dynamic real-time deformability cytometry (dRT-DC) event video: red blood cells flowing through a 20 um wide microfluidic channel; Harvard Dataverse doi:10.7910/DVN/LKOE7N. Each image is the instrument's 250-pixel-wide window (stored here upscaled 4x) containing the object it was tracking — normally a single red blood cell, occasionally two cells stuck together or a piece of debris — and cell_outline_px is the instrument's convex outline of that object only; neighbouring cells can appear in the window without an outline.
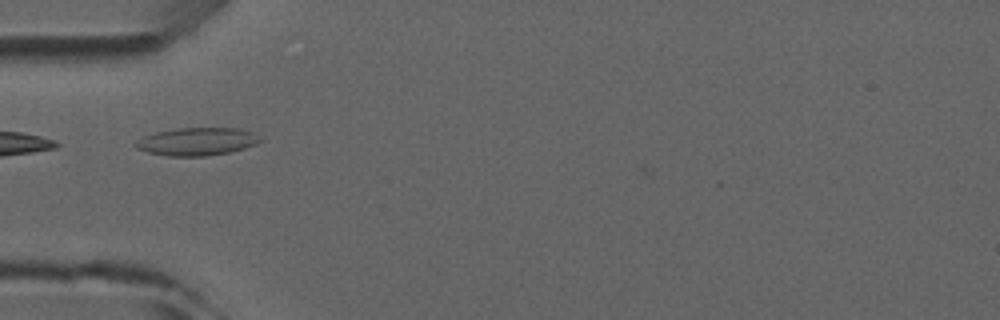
{"species": "common noctule bat (a hibernating species)", "species_latin": "Nyctalus noctula", "temperature_condition": "room temperature", "stored_images_in_passage": 5, "camera_frame_rate_fps": 3000, "um_per_image_px": 0.085, "animal": {"sex": "male", "forearm_length_mm": 52.5}, "frame": {"image": 1, "passage_image": 4, "time_ms": 3.667, "image_size_px": [1000, 320], "cell_outline_px": [[260, 140], [256, 144], [244, 148], [228, 152], [204, 156], [168, 156], [148, 152], [136, 148], [136, 140], [144, 136], [156, 132], [180, 128], [240, 128], [252, 132]], "centroid_in_image_um": [16.71, 12.03], "position_along_channel_um": 68.3, "area_um2": 19.88}}
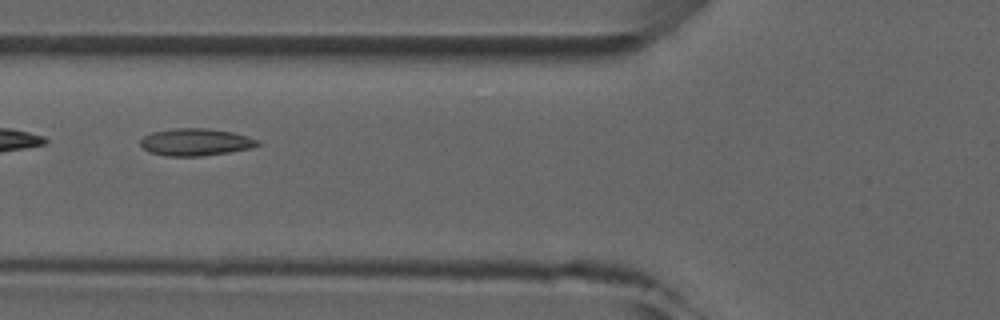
{"frame": {"image": 2, "passage_image": 5, "time_ms": 4.667, "image_size_px": [1000, 320], "cell_outline_px": [[260, 144], [252, 148], [204, 156], [164, 156], [148, 152], [140, 144], [140, 140], [144, 136], [152, 132], [176, 128], [208, 128], [232, 132], [248, 136], [260, 140]], "centroid_in_image_um": [16.63, 12.08], "position_along_channel_um": 109.2, "area_um2": 18.73}}